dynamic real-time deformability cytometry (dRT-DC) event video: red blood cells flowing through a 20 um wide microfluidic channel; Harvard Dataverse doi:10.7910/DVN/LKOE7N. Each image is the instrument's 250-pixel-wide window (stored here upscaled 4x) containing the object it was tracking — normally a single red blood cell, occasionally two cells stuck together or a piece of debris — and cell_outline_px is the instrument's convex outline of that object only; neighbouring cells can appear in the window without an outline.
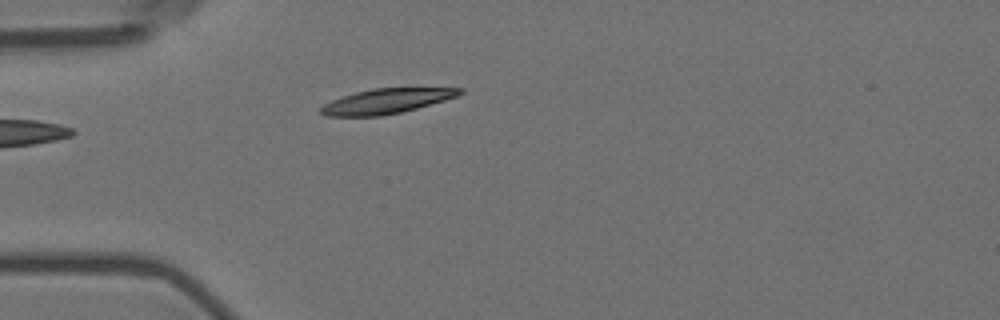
{"species": "Egyptian fruit bat (a non-hibernating species)", "species_latin": "Rousettus aegyptiacus", "temperature_condition": "room temperature", "stored_images_in_passage": 2, "camera_frame_rate_fps": 3000, "um_per_image_px": 0.085, "animal": {"sex": "female"}, "frame": {"image": 1, "passage_image": 2, "time_ms": 0.333, "image_size_px": [1000, 320], "cell_outline_px": [[464, 92], [456, 96], [444, 100], [416, 108], [400, 112], [380, 116], [328, 116], [320, 112], [320, 108], [324, 104], [332, 100], [356, 92], [372, 88], [464, 88]], "centroid_in_image_um": [32.84, 8.59], "position_along_channel_um": 52.2, "area_um2": 19.83}}